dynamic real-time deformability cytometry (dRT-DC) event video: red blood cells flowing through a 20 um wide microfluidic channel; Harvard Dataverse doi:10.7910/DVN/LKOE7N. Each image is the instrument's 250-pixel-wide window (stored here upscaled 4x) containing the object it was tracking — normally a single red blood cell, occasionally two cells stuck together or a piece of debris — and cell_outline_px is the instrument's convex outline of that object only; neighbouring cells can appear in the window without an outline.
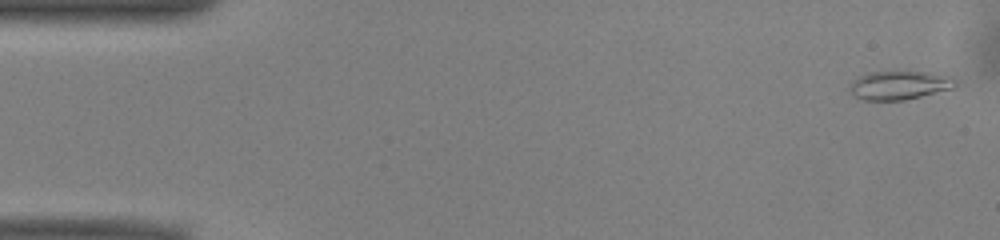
{"species": "common noctule bat (a hibernating species)", "species_latin": "Nyctalus noctula", "temperature_condition": "warm", "stored_images_in_passage": 52, "camera_frame_rate_fps": 3000, "um_per_image_px": 0.085, "animal": {"sex": "male", "body_mass_g": 13.0, "forearm_length_mm": 53.1}, "frame": {"image": 1, "passage_image": 2, "time_ms": 0.333, "image_size_px": [1000, 240], "cell_outline_px": [[956, 84], [952, 88], [904, 100], [864, 100], [856, 96], [848, 88], [852, 80], [856, 76], [868, 72], [928, 72], [948, 76], [956, 80]], "centroid_in_image_um": [76.39, 7.24], "position_along_channel_um": 8.6, "area_um2": 17.46}}
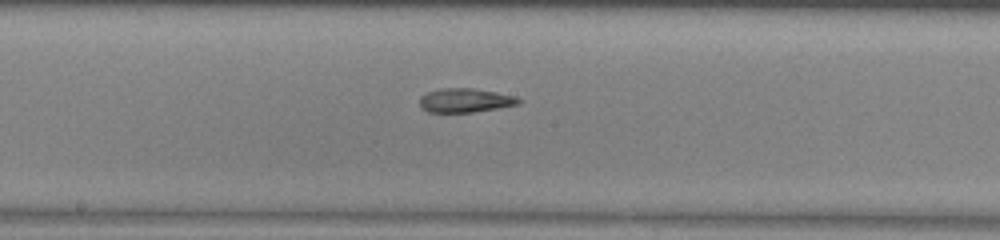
{"frame": {"image": 2, "passage_image": 27, "time_ms": 8.667, "image_size_px": [1000, 240], "cell_outline_px": [[524, 100], [520, 104], [472, 112], [428, 112], [420, 108], [420, 96], [428, 92], [440, 88], [472, 88], [496, 92], [516, 96]], "centroid_in_image_um": [39.55, 8.53], "position_along_channel_um": 208.6, "area_um2": 13.93}}
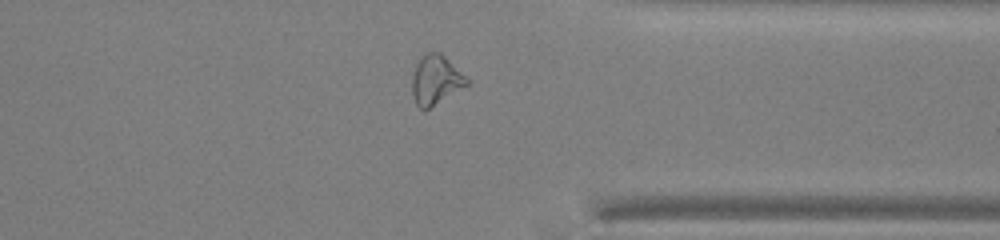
{"frame": {"image": 3, "passage_image": 40, "time_ms": 13.0, "image_size_px": [1000, 240], "cell_outline_px": [[468, 84], [424, 112], [416, 104], [412, 96], [412, 76], [416, 64], [420, 56], [424, 52], [440, 52], [468, 80]], "centroid_in_image_um": [36.97, 6.81], "position_along_channel_um": 374.4, "area_um2": 15.61}, "authors_computed_cell_mechanics": {"area_um2": 15.7505, "velocity_mm_per_s": 3.9678, "shape_relaxation_time_tau1_ms": null, "shape_relaxation_time_tau2_ms": 4.0454, "deformation_change_tau1": null, "deformation_change_tau2": 0.1422}}